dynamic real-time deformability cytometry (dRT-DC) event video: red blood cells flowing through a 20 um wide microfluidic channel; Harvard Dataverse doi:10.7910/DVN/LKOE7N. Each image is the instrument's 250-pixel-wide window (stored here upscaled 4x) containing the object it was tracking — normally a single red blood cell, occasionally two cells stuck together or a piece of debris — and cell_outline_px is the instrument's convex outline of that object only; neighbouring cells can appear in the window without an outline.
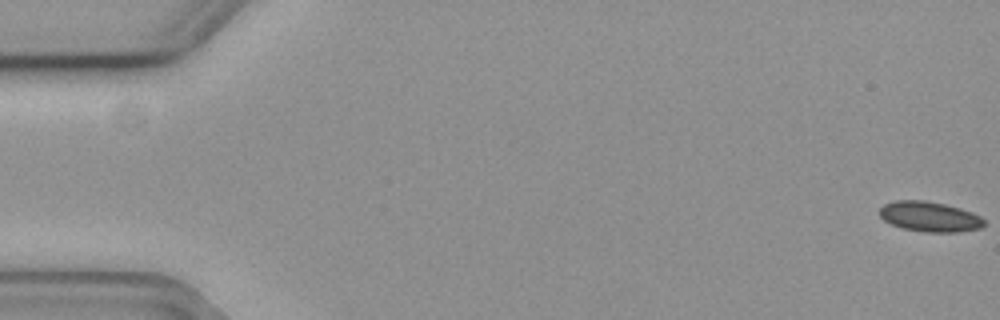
{"species": "common noctule bat (a hibernating species)", "species_latin": "Nyctalus noctula", "temperature_condition": "cold", "stored_images_in_passage": 58, "camera_frame_rate_fps": 3000, "um_per_image_px": 0.085, "animal": {"sex": "female", "body_mass_g": 19.3, "forearm_length_mm": 54.1}, "frame": {"image": 1, "passage_image": 1, "time_ms": 0.0, "image_size_px": [1000, 320], "cell_outline_px": [[984, 224], [980, 228], [956, 232], [928, 232], [904, 228], [892, 224], [884, 220], [880, 216], [880, 208], [884, 204], [896, 200], [924, 200], [944, 204], [960, 208], [972, 212], [980, 216], [984, 220]], "centroid_in_image_um": [79.02, 18.4], "position_along_channel_um": 6.0, "area_um2": 18.15}}
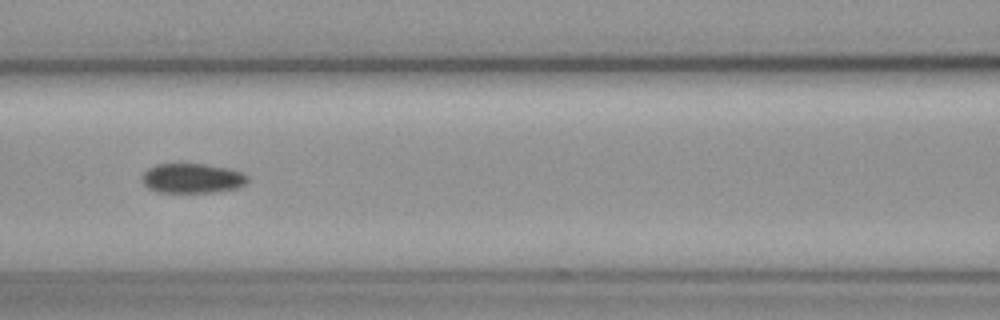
{"frame": {"image": 2, "passage_image": 26, "time_ms": 8.333, "image_size_px": [1000, 320], "cell_outline_px": [[248, 180], [240, 188], [216, 192], [156, 192], [148, 188], [140, 180], [140, 176], [148, 168], [156, 164], [204, 164], [228, 168], [244, 172], [248, 176]], "centroid_in_image_um": [16.34, 15.16], "position_along_channel_um": 150.3, "area_um2": 18.55}}
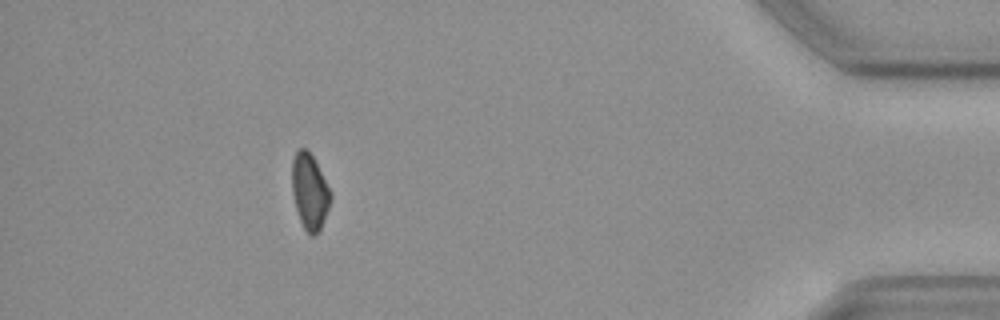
{"frame": {"image": 3, "passage_image": 52, "time_ms": 17.0, "image_size_px": [1000, 320], "cell_outline_px": [[332, 200], [320, 228], [312, 236], [304, 228], [300, 220], [296, 208], [292, 192], [292, 160], [296, 152], [300, 148], [304, 148], [312, 156], [332, 196]], "centroid_in_image_um": [26.3, 16.28], "position_along_channel_um": 408.9, "area_um2": 16.47}, "authors_computed_cell_mechanics": {"area_um2": 18.2937, "velocity_mm_per_s": 3.6796, "shape_relaxation_time_tau1_ms": 4.5295, "shape_relaxation_time_tau2_ms": null, "deformation_change_tau1": 0.06, "deformation_change_tau2": null}}